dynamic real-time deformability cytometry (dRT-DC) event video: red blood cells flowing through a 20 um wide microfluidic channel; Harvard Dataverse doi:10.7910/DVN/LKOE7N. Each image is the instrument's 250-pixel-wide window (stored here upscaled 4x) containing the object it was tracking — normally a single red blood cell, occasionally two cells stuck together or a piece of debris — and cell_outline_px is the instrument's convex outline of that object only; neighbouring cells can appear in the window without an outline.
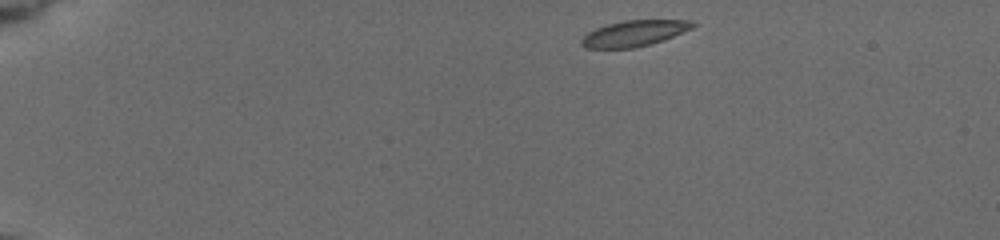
{"species": "common noctule bat (a hibernating species)", "species_latin": "Nyctalus noctula", "temperature_condition": "cold", "stored_images_in_passage": 47, "camera_frame_rate_fps": 3000, "um_per_image_px": 0.085, "animal": {"sex": "female", "body_mass_g": 19.5, "forearm_length_mm": 54.1}, "frame": {"image": 1, "passage_image": 1, "time_ms": 0.0, "image_size_px": [1000, 240], "cell_outline_px": [[696, 24], [692, 28], [664, 40], [652, 44], [632, 48], [584, 48], [580, 44], [580, 40], [588, 32], [596, 28], [608, 24], [624, 20], [692, 20]], "centroid_in_image_um": [53.9, 2.84], "position_along_channel_um": 31.1, "area_um2": 16.82}}
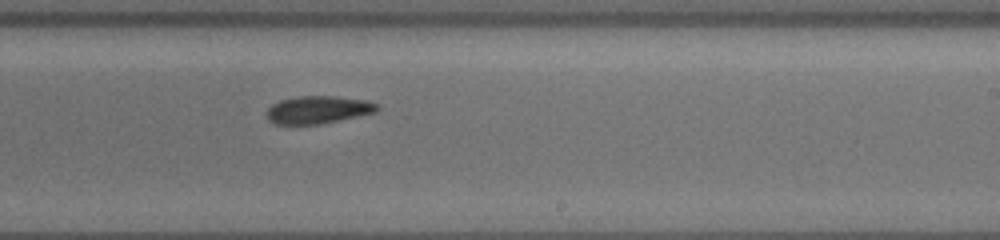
{"frame": {"image": 2, "passage_image": 27, "time_ms": 8.667, "image_size_px": [1000, 240], "cell_outline_px": [[380, 108], [376, 112], [316, 124], [276, 124], [268, 120], [268, 108], [272, 104], [280, 100], [300, 96], [336, 96], [368, 100], [380, 104]], "centroid_in_image_um": [27.07, 9.31], "position_along_channel_um": 261.9, "area_um2": 17.63}}
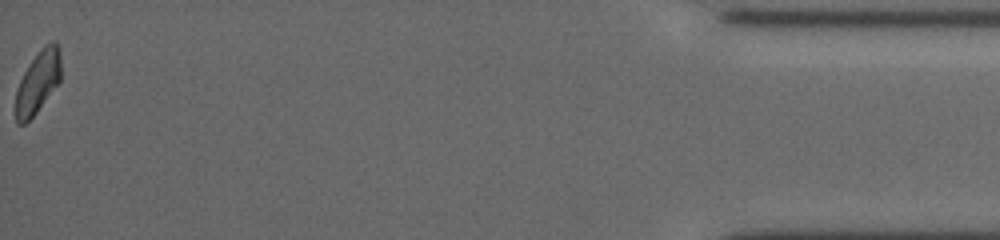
{"frame": {"image": 3, "passage_image": 47, "time_ms": 15.333, "image_size_px": [1000, 240], "cell_outline_px": [[60, 80], [36, 112], [24, 124], [16, 124], [16, 92], [20, 80], [24, 72], [40, 48], [44, 44], [52, 40], [56, 40], [60, 48]], "centroid_in_image_um": [3.23, 6.91], "position_along_channel_um": 432.0, "area_um2": 16.24}, "authors_computed_cell_mechanics": {"area_um2": 17.8024, "velocity_mm_per_s": 3.7353, "shape_relaxation_time_tau1_ms": 3.1692, "shape_relaxation_time_tau2_ms": null, "deformation_change_tau1": 0.1157, "deformation_change_tau2": null}}